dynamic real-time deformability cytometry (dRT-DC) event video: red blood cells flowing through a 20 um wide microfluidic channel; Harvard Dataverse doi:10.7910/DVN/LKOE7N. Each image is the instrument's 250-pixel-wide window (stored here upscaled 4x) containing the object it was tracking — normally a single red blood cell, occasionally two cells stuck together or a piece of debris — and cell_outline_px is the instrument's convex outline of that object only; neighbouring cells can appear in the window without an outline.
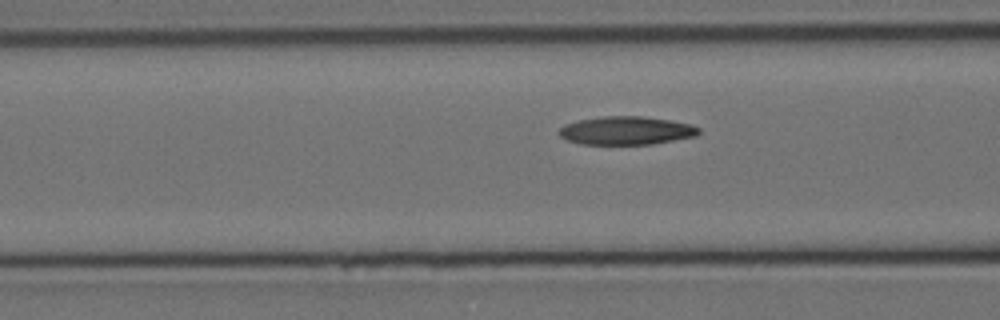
{"species": "Egyptian fruit bat (a non-hibernating species)", "species_latin": "Rousettus aegyptiacus", "temperature_condition": "cold", "stored_images_in_passage": 21, "camera_frame_rate_fps": 3000, "um_per_image_px": 0.085, "animal": {"sex": "female"}, "frame": {"image": 1, "passage_image": 15, "time_ms": 4.667, "image_size_px": [1000, 320], "cell_outline_px": [[700, 132], [696, 136], [652, 144], [580, 144], [564, 140], [560, 136], [560, 128], [564, 124], [580, 120], [604, 116], [640, 116], [668, 120], [692, 124], [700, 128]], "centroid_in_image_um": [53.23, 11.1], "position_along_channel_um": 113.4, "area_um2": 23.0}}
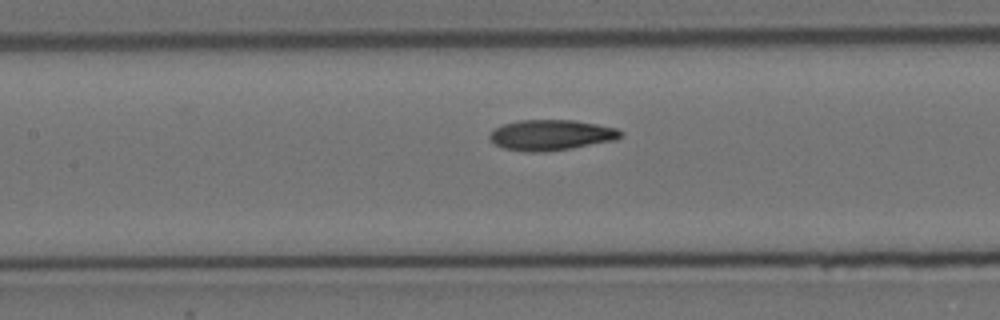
{"frame": {"image": 2, "passage_image": 19, "time_ms": 6.0, "image_size_px": [1000, 320], "cell_outline_px": [[624, 136], [616, 140], [572, 148], [544, 152], [524, 152], [504, 148], [496, 144], [488, 136], [488, 132], [492, 128], [504, 124], [520, 120], [576, 120], [616, 128], [624, 132]], "centroid_in_image_um": [46.85, 11.48], "position_along_channel_um": 160.6, "area_um2": 23.58}}